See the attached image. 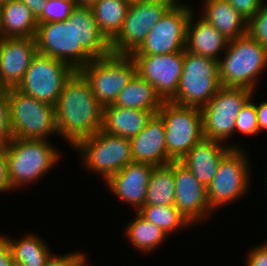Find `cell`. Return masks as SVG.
<instances>
[{"mask_svg":"<svg viewBox=\"0 0 267 266\" xmlns=\"http://www.w3.org/2000/svg\"><path fill=\"white\" fill-rule=\"evenodd\" d=\"M193 18L192 11L187 23L186 50L219 61L218 55L226 50L229 40L203 17L195 24Z\"/></svg>","mask_w":267,"mask_h":266,"instance_id":"cell-22","label":"cell"},{"mask_svg":"<svg viewBox=\"0 0 267 266\" xmlns=\"http://www.w3.org/2000/svg\"><path fill=\"white\" fill-rule=\"evenodd\" d=\"M74 148L87 170L100 173L105 181L132 162L130 140L102 130L84 138Z\"/></svg>","mask_w":267,"mask_h":266,"instance_id":"cell-9","label":"cell"},{"mask_svg":"<svg viewBox=\"0 0 267 266\" xmlns=\"http://www.w3.org/2000/svg\"><path fill=\"white\" fill-rule=\"evenodd\" d=\"M247 33L254 41L267 48V4L264 5V0L248 21Z\"/></svg>","mask_w":267,"mask_h":266,"instance_id":"cell-33","label":"cell"},{"mask_svg":"<svg viewBox=\"0 0 267 266\" xmlns=\"http://www.w3.org/2000/svg\"><path fill=\"white\" fill-rule=\"evenodd\" d=\"M226 50L224 58L218 61L221 86L245 87L255 91L257 77L267 67V48L247 33L229 40Z\"/></svg>","mask_w":267,"mask_h":266,"instance_id":"cell-3","label":"cell"},{"mask_svg":"<svg viewBox=\"0 0 267 266\" xmlns=\"http://www.w3.org/2000/svg\"><path fill=\"white\" fill-rule=\"evenodd\" d=\"M152 205H175L173 161L167 165L154 166L150 174L145 206Z\"/></svg>","mask_w":267,"mask_h":266,"instance_id":"cell-27","label":"cell"},{"mask_svg":"<svg viewBox=\"0 0 267 266\" xmlns=\"http://www.w3.org/2000/svg\"><path fill=\"white\" fill-rule=\"evenodd\" d=\"M247 21L259 10L263 0H226Z\"/></svg>","mask_w":267,"mask_h":266,"instance_id":"cell-35","label":"cell"},{"mask_svg":"<svg viewBox=\"0 0 267 266\" xmlns=\"http://www.w3.org/2000/svg\"><path fill=\"white\" fill-rule=\"evenodd\" d=\"M131 1L98 0L92 7L99 32L110 43L120 32Z\"/></svg>","mask_w":267,"mask_h":266,"instance_id":"cell-26","label":"cell"},{"mask_svg":"<svg viewBox=\"0 0 267 266\" xmlns=\"http://www.w3.org/2000/svg\"><path fill=\"white\" fill-rule=\"evenodd\" d=\"M154 165L145 162H130L111 176L106 184L121 201L131 204L137 212L145 206L148 181Z\"/></svg>","mask_w":267,"mask_h":266,"instance_id":"cell-18","label":"cell"},{"mask_svg":"<svg viewBox=\"0 0 267 266\" xmlns=\"http://www.w3.org/2000/svg\"><path fill=\"white\" fill-rule=\"evenodd\" d=\"M190 6L170 8L150 29L143 43L131 55L168 54L186 49Z\"/></svg>","mask_w":267,"mask_h":266,"instance_id":"cell-14","label":"cell"},{"mask_svg":"<svg viewBox=\"0 0 267 266\" xmlns=\"http://www.w3.org/2000/svg\"><path fill=\"white\" fill-rule=\"evenodd\" d=\"M132 161L162 166L171 163L165 144V128L162 118L156 113L145 128L129 139Z\"/></svg>","mask_w":267,"mask_h":266,"instance_id":"cell-19","label":"cell"},{"mask_svg":"<svg viewBox=\"0 0 267 266\" xmlns=\"http://www.w3.org/2000/svg\"><path fill=\"white\" fill-rule=\"evenodd\" d=\"M251 98L241 108L238 117L236 118L235 132H241L247 135H256L259 133L257 121L256 104L251 101Z\"/></svg>","mask_w":267,"mask_h":266,"instance_id":"cell-32","label":"cell"},{"mask_svg":"<svg viewBox=\"0 0 267 266\" xmlns=\"http://www.w3.org/2000/svg\"><path fill=\"white\" fill-rule=\"evenodd\" d=\"M157 112L106 105L103 107L101 130L130 139L140 133L152 115Z\"/></svg>","mask_w":267,"mask_h":266,"instance_id":"cell-21","label":"cell"},{"mask_svg":"<svg viewBox=\"0 0 267 266\" xmlns=\"http://www.w3.org/2000/svg\"><path fill=\"white\" fill-rule=\"evenodd\" d=\"M125 234L132 246L145 253L157 249L168 237L159 227L147 221L138 212L136 218L127 226Z\"/></svg>","mask_w":267,"mask_h":266,"instance_id":"cell-29","label":"cell"},{"mask_svg":"<svg viewBox=\"0 0 267 266\" xmlns=\"http://www.w3.org/2000/svg\"><path fill=\"white\" fill-rule=\"evenodd\" d=\"M265 242L249 251L247 266H267V242Z\"/></svg>","mask_w":267,"mask_h":266,"instance_id":"cell-37","label":"cell"},{"mask_svg":"<svg viewBox=\"0 0 267 266\" xmlns=\"http://www.w3.org/2000/svg\"><path fill=\"white\" fill-rule=\"evenodd\" d=\"M130 56L136 65V74L151 84L163 101H170L176 95L183 72L184 51Z\"/></svg>","mask_w":267,"mask_h":266,"instance_id":"cell-15","label":"cell"},{"mask_svg":"<svg viewBox=\"0 0 267 266\" xmlns=\"http://www.w3.org/2000/svg\"><path fill=\"white\" fill-rule=\"evenodd\" d=\"M79 72L88 81L94 96L104 107L114 103L119 92L136 74V65L130 55L110 53L93 59Z\"/></svg>","mask_w":267,"mask_h":266,"instance_id":"cell-8","label":"cell"},{"mask_svg":"<svg viewBox=\"0 0 267 266\" xmlns=\"http://www.w3.org/2000/svg\"><path fill=\"white\" fill-rule=\"evenodd\" d=\"M220 87L218 61L185 49L183 72L170 102L202 108Z\"/></svg>","mask_w":267,"mask_h":266,"instance_id":"cell-6","label":"cell"},{"mask_svg":"<svg viewBox=\"0 0 267 266\" xmlns=\"http://www.w3.org/2000/svg\"><path fill=\"white\" fill-rule=\"evenodd\" d=\"M138 213L147 221L159 227L165 234L181 230L192 225L175 206H143Z\"/></svg>","mask_w":267,"mask_h":266,"instance_id":"cell-30","label":"cell"},{"mask_svg":"<svg viewBox=\"0 0 267 266\" xmlns=\"http://www.w3.org/2000/svg\"><path fill=\"white\" fill-rule=\"evenodd\" d=\"M10 266H23L21 263H19V262H16V261H12L11 262V264H10Z\"/></svg>","mask_w":267,"mask_h":266,"instance_id":"cell-45","label":"cell"},{"mask_svg":"<svg viewBox=\"0 0 267 266\" xmlns=\"http://www.w3.org/2000/svg\"><path fill=\"white\" fill-rule=\"evenodd\" d=\"M86 255H84L76 264H75V266H87L86 265V257H85Z\"/></svg>","mask_w":267,"mask_h":266,"instance_id":"cell-44","label":"cell"},{"mask_svg":"<svg viewBox=\"0 0 267 266\" xmlns=\"http://www.w3.org/2000/svg\"><path fill=\"white\" fill-rule=\"evenodd\" d=\"M256 113L260 133L261 130H267V100L256 104Z\"/></svg>","mask_w":267,"mask_h":266,"instance_id":"cell-40","label":"cell"},{"mask_svg":"<svg viewBox=\"0 0 267 266\" xmlns=\"http://www.w3.org/2000/svg\"><path fill=\"white\" fill-rule=\"evenodd\" d=\"M13 261L11 247L6 236L0 235V266H10Z\"/></svg>","mask_w":267,"mask_h":266,"instance_id":"cell-39","label":"cell"},{"mask_svg":"<svg viewBox=\"0 0 267 266\" xmlns=\"http://www.w3.org/2000/svg\"><path fill=\"white\" fill-rule=\"evenodd\" d=\"M35 40L38 53L61 60L75 71L111 53L91 7L76 6L65 21L38 24Z\"/></svg>","mask_w":267,"mask_h":266,"instance_id":"cell-1","label":"cell"},{"mask_svg":"<svg viewBox=\"0 0 267 266\" xmlns=\"http://www.w3.org/2000/svg\"><path fill=\"white\" fill-rule=\"evenodd\" d=\"M11 0H0V5L6 4L10 2Z\"/></svg>","mask_w":267,"mask_h":266,"instance_id":"cell-46","label":"cell"},{"mask_svg":"<svg viewBox=\"0 0 267 266\" xmlns=\"http://www.w3.org/2000/svg\"><path fill=\"white\" fill-rule=\"evenodd\" d=\"M63 1L77 2V0H63Z\"/></svg>","mask_w":267,"mask_h":266,"instance_id":"cell-48","label":"cell"},{"mask_svg":"<svg viewBox=\"0 0 267 266\" xmlns=\"http://www.w3.org/2000/svg\"><path fill=\"white\" fill-rule=\"evenodd\" d=\"M253 92L245 87L221 86L201 108L204 138L225 143L235 133L236 118Z\"/></svg>","mask_w":267,"mask_h":266,"instance_id":"cell-10","label":"cell"},{"mask_svg":"<svg viewBox=\"0 0 267 266\" xmlns=\"http://www.w3.org/2000/svg\"><path fill=\"white\" fill-rule=\"evenodd\" d=\"M74 72L69 64L37 52L16 89L55 106L65 82Z\"/></svg>","mask_w":267,"mask_h":266,"instance_id":"cell-11","label":"cell"},{"mask_svg":"<svg viewBox=\"0 0 267 266\" xmlns=\"http://www.w3.org/2000/svg\"><path fill=\"white\" fill-rule=\"evenodd\" d=\"M203 15L227 40L247 34L248 21L226 0H205Z\"/></svg>","mask_w":267,"mask_h":266,"instance_id":"cell-23","label":"cell"},{"mask_svg":"<svg viewBox=\"0 0 267 266\" xmlns=\"http://www.w3.org/2000/svg\"><path fill=\"white\" fill-rule=\"evenodd\" d=\"M84 255V253L77 251L62 256L51 254L47 259L45 266H75Z\"/></svg>","mask_w":267,"mask_h":266,"instance_id":"cell-36","label":"cell"},{"mask_svg":"<svg viewBox=\"0 0 267 266\" xmlns=\"http://www.w3.org/2000/svg\"><path fill=\"white\" fill-rule=\"evenodd\" d=\"M9 127L13 138L46 140L58 135L55 106L28 96L16 88L6 89Z\"/></svg>","mask_w":267,"mask_h":266,"instance_id":"cell-4","label":"cell"},{"mask_svg":"<svg viewBox=\"0 0 267 266\" xmlns=\"http://www.w3.org/2000/svg\"><path fill=\"white\" fill-rule=\"evenodd\" d=\"M98 0H77V6L92 7Z\"/></svg>","mask_w":267,"mask_h":266,"instance_id":"cell-43","label":"cell"},{"mask_svg":"<svg viewBox=\"0 0 267 266\" xmlns=\"http://www.w3.org/2000/svg\"><path fill=\"white\" fill-rule=\"evenodd\" d=\"M0 28H1V5H0Z\"/></svg>","mask_w":267,"mask_h":266,"instance_id":"cell-47","label":"cell"},{"mask_svg":"<svg viewBox=\"0 0 267 266\" xmlns=\"http://www.w3.org/2000/svg\"><path fill=\"white\" fill-rule=\"evenodd\" d=\"M12 138L9 127L8 101L6 89L0 90V146L6 145Z\"/></svg>","mask_w":267,"mask_h":266,"instance_id":"cell-34","label":"cell"},{"mask_svg":"<svg viewBox=\"0 0 267 266\" xmlns=\"http://www.w3.org/2000/svg\"><path fill=\"white\" fill-rule=\"evenodd\" d=\"M11 247L13 260L23 266H45L47 259L52 254L47 243L40 236L26 235L20 240L6 237Z\"/></svg>","mask_w":267,"mask_h":266,"instance_id":"cell-28","label":"cell"},{"mask_svg":"<svg viewBox=\"0 0 267 266\" xmlns=\"http://www.w3.org/2000/svg\"><path fill=\"white\" fill-rule=\"evenodd\" d=\"M12 186L8 178V166L6 158V146H0V192L11 191Z\"/></svg>","mask_w":267,"mask_h":266,"instance_id":"cell-38","label":"cell"},{"mask_svg":"<svg viewBox=\"0 0 267 266\" xmlns=\"http://www.w3.org/2000/svg\"><path fill=\"white\" fill-rule=\"evenodd\" d=\"M36 53L35 38H0V87L16 88Z\"/></svg>","mask_w":267,"mask_h":266,"instance_id":"cell-17","label":"cell"},{"mask_svg":"<svg viewBox=\"0 0 267 266\" xmlns=\"http://www.w3.org/2000/svg\"><path fill=\"white\" fill-rule=\"evenodd\" d=\"M24 3L37 19L43 12L47 0H19Z\"/></svg>","mask_w":267,"mask_h":266,"instance_id":"cell-41","label":"cell"},{"mask_svg":"<svg viewBox=\"0 0 267 266\" xmlns=\"http://www.w3.org/2000/svg\"><path fill=\"white\" fill-rule=\"evenodd\" d=\"M157 114L164 122L165 144L171 161H180L204 138L201 108L164 101Z\"/></svg>","mask_w":267,"mask_h":266,"instance_id":"cell-7","label":"cell"},{"mask_svg":"<svg viewBox=\"0 0 267 266\" xmlns=\"http://www.w3.org/2000/svg\"><path fill=\"white\" fill-rule=\"evenodd\" d=\"M6 146L12 189L37 181L58 163L59 152L47 140L11 138ZM28 182V183H27Z\"/></svg>","mask_w":267,"mask_h":266,"instance_id":"cell-5","label":"cell"},{"mask_svg":"<svg viewBox=\"0 0 267 266\" xmlns=\"http://www.w3.org/2000/svg\"><path fill=\"white\" fill-rule=\"evenodd\" d=\"M55 108L58 135L73 148L102 128L103 106L79 71L65 82Z\"/></svg>","mask_w":267,"mask_h":266,"instance_id":"cell-2","label":"cell"},{"mask_svg":"<svg viewBox=\"0 0 267 266\" xmlns=\"http://www.w3.org/2000/svg\"><path fill=\"white\" fill-rule=\"evenodd\" d=\"M77 2L63 0H47L42 14L37 18L38 24L48 22H61L70 17Z\"/></svg>","mask_w":267,"mask_h":266,"instance_id":"cell-31","label":"cell"},{"mask_svg":"<svg viewBox=\"0 0 267 266\" xmlns=\"http://www.w3.org/2000/svg\"><path fill=\"white\" fill-rule=\"evenodd\" d=\"M242 149L232 148L219 162L217 172L207 187V201L212 211L237 198L239 200L249 192L250 162Z\"/></svg>","mask_w":267,"mask_h":266,"instance_id":"cell-12","label":"cell"},{"mask_svg":"<svg viewBox=\"0 0 267 266\" xmlns=\"http://www.w3.org/2000/svg\"><path fill=\"white\" fill-rule=\"evenodd\" d=\"M154 1H158L161 3H165L166 5H168L170 8H180V7H186L189 5H184L180 0L178 2V0H154ZM182 3V4H181Z\"/></svg>","mask_w":267,"mask_h":266,"instance_id":"cell-42","label":"cell"},{"mask_svg":"<svg viewBox=\"0 0 267 266\" xmlns=\"http://www.w3.org/2000/svg\"><path fill=\"white\" fill-rule=\"evenodd\" d=\"M175 208L191 223L210 217L207 188L180 161H173Z\"/></svg>","mask_w":267,"mask_h":266,"instance_id":"cell-16","label":"cell"},{"mask_svg":"<svg viewBox=\"0 0 267 266\" xmlns=\"http://www.w3.org/2000/svg\"><path fill=\"white\" fill-rule=\"evenodd\" d=\"M163 102L155 88L135 74L119 92L112 105L144 111H158Z\"/></svg>","mask_w":267,"mask_h":266,"instance_id":"cell-25","label":"cell"},{"mask_svg":"<svg viewBox=\"0 0 267 266\" xmlns=\"http://www.w3.org/2000/svg\"><path fill=\"white\" fill-rule=\"evenodd\" d=\"M239 146L223 145L222 142L203 138L180 160L206 188L212 182L221 159Z\"/></svg>","mask_w":267,"mask_h":266,"instance_id":"cell-20","label":"cell"},{"mask_svg":"<svg viewBox=\"0 0 267 266\" xmlns=\"http://www.w3.org/2000/svg\"><path fill=\"white\" fill-rule=\"evenodd\" d=\"M38 22L19 0L1 5L0 38H35Z\"/></svg>","mask_w":267,"mask_h":266,"instance_id":"cell-24","label":"cell"},{"mask_svg":"<svg viewBox=\"0 0 267 266\" xmlns=\"http://www.w3.org/2000/svg\"><path fill=\"white\" fill-rule=\"evenodd\" d=\"M169 9L165 3L154 0L132 1L120 32L110 42L111 53L131 55L135 52Z\"/></svg>","mask_w":267,"mask_h":266,"instance_id":"cell-13","label":"cell"}]
</instances>
